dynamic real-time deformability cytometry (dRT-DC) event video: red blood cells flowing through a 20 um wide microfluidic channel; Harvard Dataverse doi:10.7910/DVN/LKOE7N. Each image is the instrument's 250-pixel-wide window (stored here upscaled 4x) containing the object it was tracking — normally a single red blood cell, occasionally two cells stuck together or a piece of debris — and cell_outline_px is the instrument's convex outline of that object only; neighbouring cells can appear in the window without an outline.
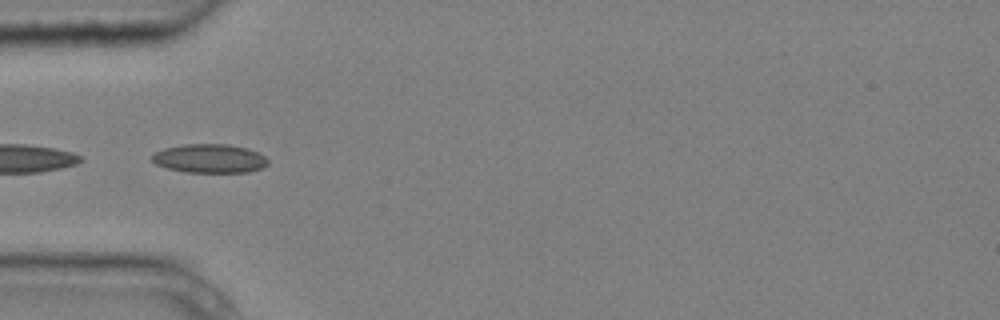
{"species": "common noctule bat (a hibernating species)", "species_latin": "Nyctalus noctula", "temperature_condition": "cold", "stored_images_in_passage": 5, "camera_frame_rate_fps": 3000, "um_per_image_px": 0.085, "animal": {"sex": "male", "body_mass_g": 20.4}, "frame": {"image": 1, "passage_image": 4, "time_ms": 1.0, "image_size_px": [1000, 320], "cell_outline_px": [[268, 164], [260, 168], [248, 172], [184, 172], [168, 168], [156, 164], [152, 160], [152, 156], [156, 152], [164, 148], [184, 144], [228, 144], [248, 148], [260, 152], [268, 160]], "centroid_in_image_um": [17.84, 13.46], "position_along_channel_um": 67.2, "area_um2": 19.48}}
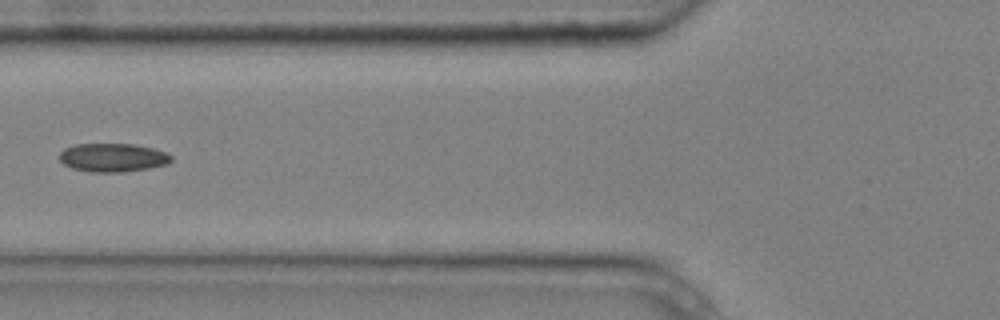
{"frame": {"image": 2, "passage_image": 5, "time_ms": 1.333, "image_size_px": [1000, 320], "cell_outline_px": [[172, 160], [168, 164], [148, 168], [124, 172], [92, 172], [72, 168], [64, 164], [60, 160], [60, 152], [64, 148], [76, 144], [132, 144], [152, 148], [164, 152], [172, 156]], "centroid_in_image_um": [9.58, 13.39], "position_along_channel_um": 116.2, "area_um2": 18.5}}